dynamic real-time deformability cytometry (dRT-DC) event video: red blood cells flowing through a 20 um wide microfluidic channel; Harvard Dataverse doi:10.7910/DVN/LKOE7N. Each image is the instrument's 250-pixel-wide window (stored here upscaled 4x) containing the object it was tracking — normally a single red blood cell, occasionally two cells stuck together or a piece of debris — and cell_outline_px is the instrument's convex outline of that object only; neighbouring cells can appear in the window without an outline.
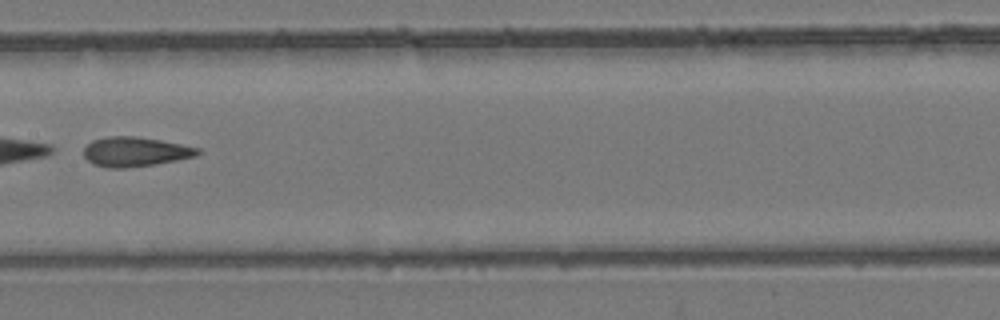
{"species": "common noctule bat (a hibernating species)", "species_latin": "Nyctalus noctula", "temperature_condition": "room temperature", "stored_images_in_passage": 8, "camera_frame_rate_fps": 3000, "um_per_image_px": 0.085, "animal": {"sex": "female", "body_mass_g": 24.6, "forearm_length_mm": 56.2}, "frame": {"image": 1, "passage_image": 7, "time_ms": 7.0, "image_size_px": [1000, 320], "cell_outline_px": [[204, 152], [196, 156], [156, 164], [124, 168], [108, 168], [92, 164], [84, 156], [84, 148], [92, 140], [108, 136], [136, 136], [160, 140], [200, 148]], "centroid_in_image_um": [11.5, 12.9], "position_along_channel_um": 195.9, "area_um2": 19.71}}
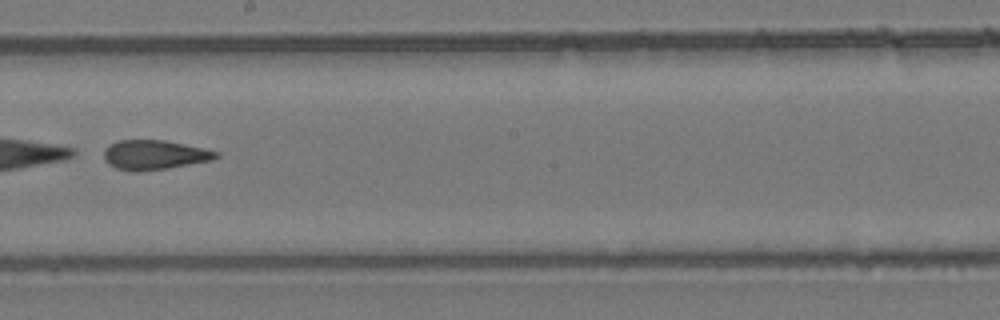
{"frame": {"image": 2, "passage_image": 8, "time_ms": 8.0, "image_size_px": [1000, 320], "cell_outline_px": [[220, 156], [212, 160], [168, 168], [140, 172], [132, 172], [116, 168], [108, 164], [104, 160], [104, 152], [108, 144], [116, 140], [164, 140], [204, 148], [220, 152]], "centroid_in_image_um": [13.11, 13.17], "position_along_channel_um": 235.1, "area_um2": 19.54}}